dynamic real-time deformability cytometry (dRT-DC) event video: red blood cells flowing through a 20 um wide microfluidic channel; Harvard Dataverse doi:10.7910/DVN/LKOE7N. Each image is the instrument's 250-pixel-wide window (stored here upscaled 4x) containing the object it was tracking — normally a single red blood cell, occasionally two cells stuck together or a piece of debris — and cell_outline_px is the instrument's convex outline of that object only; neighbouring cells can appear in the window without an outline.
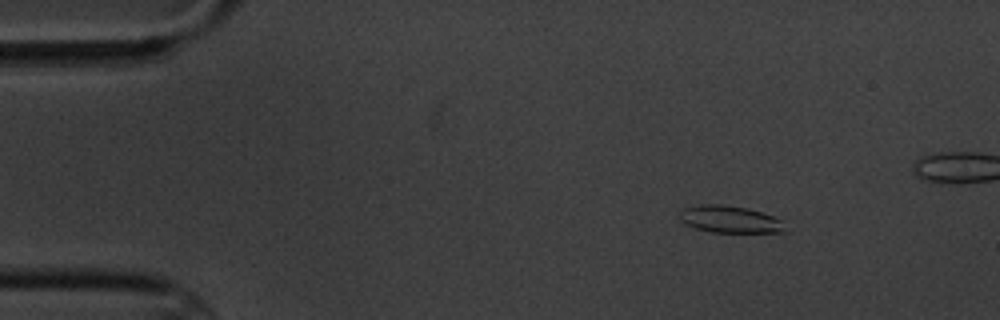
{"species": "common noctule bat (a hibernating species)", "species_latin": "Nyctalus noctula", "temperature_condition": "cold", "stored_images_in_passage": 10, "camera_frame_rate_fps": 3000, "um_per_image_px": 0.085, "animal": {"sex": "male", "body_mass_g": 20.1, "forearm_length_mm": 53.5}, "frame": {"image": 1, "passage_image": 1, "time_ms": 0.0, "image_size_px": [1000, 320], "cell_outline_px": [[788, 232], [712, 232], [692, 228], [684, 224], [680, 220], [680, 212], [684, 208], [700, 204], [724, 204], [744, 208], [760, 212], [784, 220]], "centroid_in_image_um": [62.04, 18.65], "position_along_channel_um": 23.0, "area_um2": 16.82}}
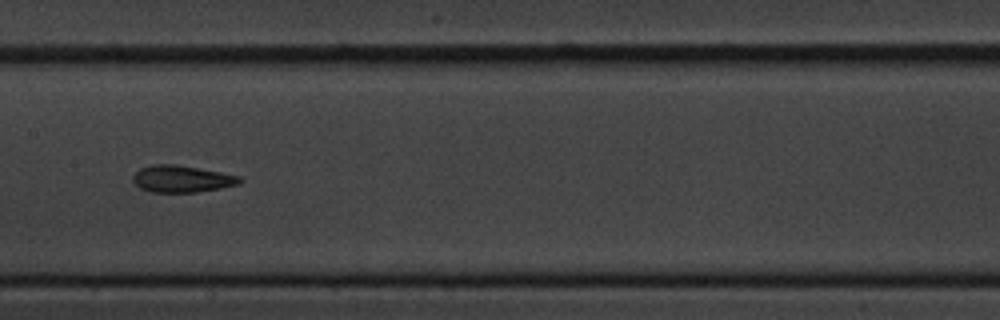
{"frame": {"image": 2, "passage_image": 7, "time_ms": 7.0, "image_size_px": [1000, 320], "cell_outline_px": [[244, 180], [240, 184], [220, 188], [196, 192], [152, 192], [140, 188], [132, 180], [132, 176], [140, 168], [152, 164], [176, 164], [220, 172], [240, 176]], "centroid_in_image_um": [15.46, 15.2], "position_along_channel_um": 191.9, "area_um2": 16.76}}
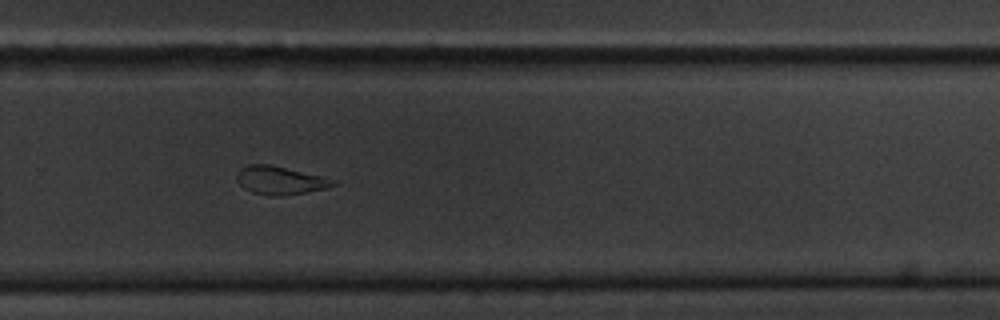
{"frame": {"image": 3, "passage_image": 10, "time_ms": 10.333, "image_size_px": [1000, 320], "cell_outline_px": [[340, 184], [328, 188], [280, 196], [272, 196], [252, 192], [244, 188], [240, 184], [236, 176], [240, 168], [248, 164], [268, 164], [320, 176], [336, 180]], "centroid_in_image_um": [23.82, 15.33], "position_along_channel_um": 306.0, "area_um2": 15.66}}